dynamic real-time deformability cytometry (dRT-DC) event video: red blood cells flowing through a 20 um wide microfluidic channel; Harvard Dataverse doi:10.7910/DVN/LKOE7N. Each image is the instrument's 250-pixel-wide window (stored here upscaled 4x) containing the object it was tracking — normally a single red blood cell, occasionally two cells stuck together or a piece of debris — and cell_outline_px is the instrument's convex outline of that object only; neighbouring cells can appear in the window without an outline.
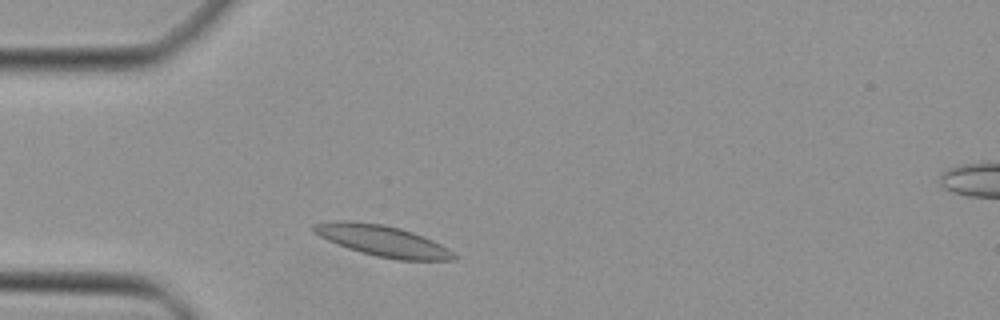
{"species": "Egyptian fruit bat (a non-hibernating species)", "species_latin": "Rousettus aegyptiacus", "temperature_condition": "cold", "stored_images_in_passage": 35, "camera_frame_rate_fps": 3000, "um_per_image_px": 0.085, "animal": {"sex": "female"}, "frame": {"image": 1, "passage_image": 1, "time_ms": 0.0, "image_size_px": [1000, 320], "cell_outline_px": [[460, 256], [456, 260], [396, 260], [376, 256], [360, 252], [336, 244], [312, 232], [308, 228], [312, 224], [336, 220], [348, 220], [384, 224], [400, 228], [424, 236], [448, 248]], "centroid_in_image_um": [32.51, 20.46], "position_along_channel_um": 52.5, "area_um2": 25.72}}
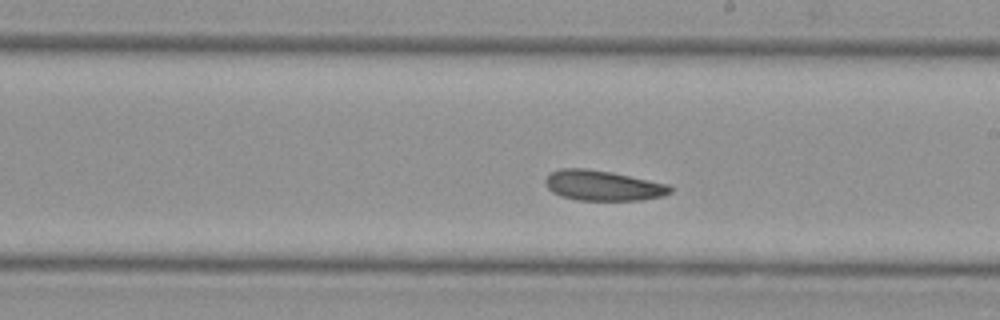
{"frame": {"image": 2, "passage_image": 15, "time_ms": 4.667, "image_size_px": [1000, 320], "cell_outline_px": [[672, 192], [664, 196], [644, 200], [576, 200], [560, 196], [552, 192], [548, 188], [544, 180], [548, 172], [560, 168], [588, 168], [612, 172], [668, 184], [672, 188]], "centroid_in_image_um": [51.22, 15.76], "position_along_channel_um": 237.8, "area_um2": 22.31}}
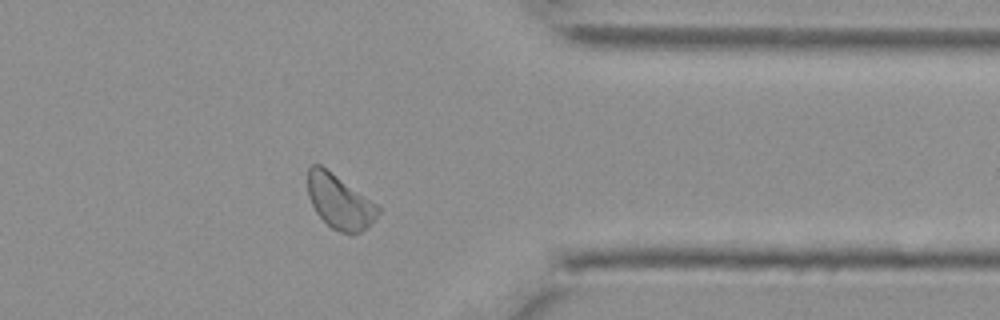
{"frame": {"image": 3, "passage_image": 26, "time_ms": 8.333, "image_size_px": [1000, 320], "cell_outline_px": [[380, 212], [376, 220], [360, 232], [352, 236], [340, 232], [332, 228], [316, 212], [308, 196], [308, 168], [312, 164], [320, 164], [376, 204], [380, 208]], "centroid_in_image_um": [28.87, 17.17], "position_along_channel_um": 382.5, "area_um2": 22.02}}